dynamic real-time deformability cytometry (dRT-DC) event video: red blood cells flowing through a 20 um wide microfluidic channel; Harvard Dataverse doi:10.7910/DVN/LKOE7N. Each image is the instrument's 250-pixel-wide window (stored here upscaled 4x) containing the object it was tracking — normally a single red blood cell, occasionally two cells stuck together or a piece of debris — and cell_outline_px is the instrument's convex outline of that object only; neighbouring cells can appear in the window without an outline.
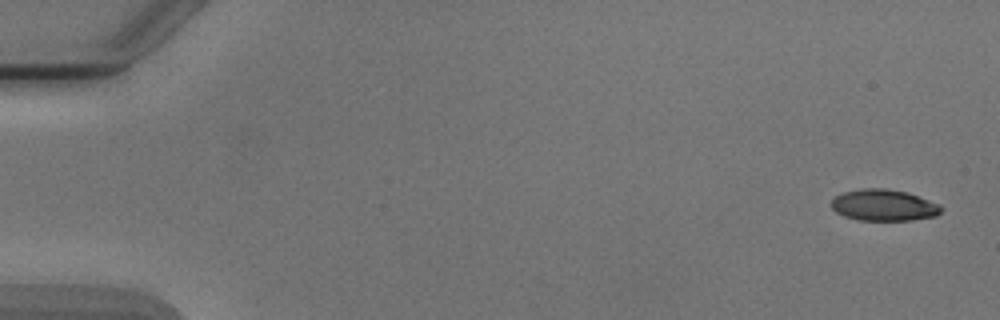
{"species": "Egyptian fruit bat (a non-hibernating species)", "species_latin": "Rousettus aegyptiacus", "temperature_condition": "cold", "stored_images_in_passage": 3, "camera_frame_rate_fps": 3000, "um_per_image_px": 0.085, "animal": {"sex": "male"}, "frame": {"image": 1, "passage_image": 1, "time_ms": 0.0, "image_size_px": [1000, 320], "cell_outline_px": [[944, 208], [936, 216], [912, 220], [860, 220], [844, 216], [836, 212], [832, 208], [832, 200], [836, 196], [844, 192], [860, 188], [884, 188], [908, 192], [940, 204]], "centroid_in_image_um": [75.15, 17.43], "position_along_channel_um": 9.9, "area_um2": 20.17}}